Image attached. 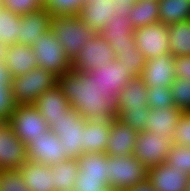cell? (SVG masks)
<instances>
[{
    "label": "cell",
    "mask_w": 190,
    "mask_h": 191,
    "mask_svg": "<svg viewBox=\"0 0 190 191\" xmlns=\"http://www.w3.org/2000/svg\"><path fill=\"white\" fill-rule=\"evenodd\" d=\"M71 108L87 120L116 119V101H107L99 92L98 78L92 72L81 73L74 69L57 79Z\"/></svg>",
    "instance_id": "1"
},
{
    "label": "cell",
    "mask_w": 190,
    "mask_h": 191,
    "mask_svg": "<svg viewBox=\"0 0 190 191\" xmlns=\"http://www.w3.org/2000/svg\"><path fill=\"white\" fill-rule=\"evenodd\" d=\"M50 31L72 62L83 45L96 34L78 15L52 16Z\"/></svg>",
    "instance_id": "2"
},
{
    "label": "cell",
    "mask_w": 190,
    "mask_h": 191,
    "mask_svg": "<svg viewBox=\"0 0 190 191\" xmlns=\"http://www.w3.org/2000/svg\"><path fill=\"white\" fill-rule=\"evenodd\" d=\"M107 156L106 180L113 191H125L147 179L148 168L134 155Z\"/></svg>",
    "instance_id": "3"
},
{
    "label": "cell",
    "mask_w": 190,
    "mask_h": 191,
    "mask_svg": "<svg viewBox=\"0 0 190 191\" xmlns=\"http://www.w3.org/2000/svg\"><path fill=\"white\" fill-rule=\"evenodd\" d=\"M87 119L70 108L66 114L49 124V129L63 142L62 152L68 159H77L83 154V129Z\"/></svg>",
    "instance_id": "4"
},
{
    "label": "cell",
    "mask_w": 190,
    "mask_h": 191,
    "mask_svg": "<svg viewBox=\"0 0 190 191\" xmlns=\"http://www.w3.org/2000/svg\"><path fill=\"white\" fill-rule=\"evenodd\" d=\"M57 77L41 67H36L29 72L12 77L10 83L12 96L16 104H33L45 91L57 85Z\"/></svg>",
    "instance_id": "5"
},
{
    "label": "cell",
    "mask_w": 190,
    "mask_h": 191,
    "mask_svg": "<svg viewBox=\"0 0 190 191\" xmlns=\"http://www.w3.org/2000/svg\"><path fill=\"white\" fill-rule=\"evenodd\" d=\"M32 49L38 67L51 72L57 78L72 69V62L51 31L40 34L37 42L32 45Z\"/></svg>",
    "instance_id": "6"
},
{
    "label": "cell",
    "mask_w": 190,
    "mask_h": 191,
    "mask_svg": "<svg viewBox=\"0 0 190 191\" xmlns=\"http://www.w3.org/2000/svg\"><path fill=\"white\" fill-rule=\"evenodd\" d=\"M7 123L25 145L49 129L45 118L33 104H16Z\"/></svg>",
    "instance_id": "7"
},
{
    "label": "cell",
    "mask_w": 190,
    "mask_h": 191,
    "mask_svg": "<svg viewBox=\"0 0 190 191\" xmlns=\"http://www.w3.org/2000/svg\"><path fill=\"white\" fill-rule=\"evenodd\" d=\"M172 145V137L160 136L157 132L141 131L138 133L133 155L150 169L166 163Z\"/></svg>",
    "instance_id": "8"
},
{
    "label": "cell",
    "mask_w": 190,
    "mask_h": 191,
    "mask_svg": "<svg viewBox=\"0 0 190 191\" xmlns=\"http://www.w3.org/2000/svg\"><path fill=\"white\" fill-rule=\"evenodd\" d=\"M129 12L120 11L110 17V22L101 31V37L110 43L117 57L121 53H133L137 48L133 37L135 28L128 20Z\"/></svg>",
    "instance_id": "9"
},
{
    "label": "cell",
    "mask_w": 190,
    "mask_h": 191,
    "mask_svg": "<svg viewBox=\"0 0 190 191\" xmlns=\"http://www.w3.org/2000/svg\"><path fill=\"white\" fill-rule=\"evenodd\" d=\"M115 59L116 56L110 43L105 41L100 34H95L91 40L85 42L83 49L72 61V69L81 73L92 72Z\"/></svg>",
    "instance_id": "10"
},
{
    "label": "cell",
    "mask_w": 190,
    "mask_h": 191,
    "mask_svg": "<svg viewBox=\"0 0 190 191\" xmlns=\"http://www.w3.org/2000/svg\"><path fill=\"white\" fill-rule=\"evenodd\" d=\"M133 37L137 49L146 60L170 54L169 32L167 25L162 22L135 29Z\"/></svg>",
    "instance_id": "11"
},
{
    "label": "cell",
    "mask_w": 190,
    "mask_h": 191,
    "mask_svg": "<svg viewBox=\"0 0 190 191\" xmlns=\"http://www.w3.org/2000/svg\"><path fill=\"white\" fill-rule=\"evenodd\" d=\"M92 73L98 78L99 92L107 101H116L120 92L134 78L118 59L112 60Z\"/></svg>",
    "instance_id": "12"
},
{
    "label": "cell",
    "mask_w": 190,
    "mask_h": 191,
    "mask_svg": "<svg viewBox=\"0 0 190 191\" xmlns=\"http://www.w3.org/2000/svg\"><path fill=\"white\" fill-rule=\"evenodd\" d=\"M63 146L59 137L48 129L46 132H42V136L31 139L26 145L27 161L53 165L67 160L68 158L62 152Z\"/></svg>",
    "instance_id": "13"
},
{
    "label": "cell",
    "mask_w": 190,
    "mask_h": 191,
    "mask_svg": "<svg viewBox=\"0 0 190 191\" xmlns=\"http://www.w3.org/2000/svg\"><path fill=\"white\" fill-rule=\"evenodd\" d=\"M26 161V145L7 122H0V170H18Z\"/></svg>",
    "instance_id": "14"
},
{
    "label": "cell",
    "mask_w": 190,
    "mask_h": 191,
    "mask_svg": "<svg viewBox=\"0 0 190 191\" xmlns=\"http://www.w3.org/2000/svg\"><path fill=\"white\" fill-rule=\"evenodd\" d=\"M141 78L147 87H170L172 82L176 80L174 57L164 54L146 60Z\"/></svg>",
    "instance_id": "15"
},
{
    "label": "cell",
    "mask_w": 190,
    "mask_h": 191,
    "mask_svg": "<svg viewBox=\"0 0 190 191\" xmlns=\"http://www.w3.org/2000/svg\"><path fill=\"white\" fill-rule=\"evenodd\" d=\"M116 13H119L118 6L112 0H86L78 16L93 32L100 34Z\"/></svg>",
    "instance_id": "16"
},
{
    "label": "cell",
    "mask_w": 190,
    "mask_h": 191,
    "mask_svg": "<svg viewBox=\"0 0 190 191\" xmlns=\"http://www.w3.org/2000/svg\"><path fill=\"white\" fill-rule=\"evenodd\" d=\"M52 15L45 7L28 14L21 15L20 31L17 44L32 46L40 34L50 31Z\"/></svg>",
    "instance_id": "17"
},
{
    "label": "cell",
    "mask_w": 190,
    "mask_h": 191,
    "mask_svg": "<svg viewBox=\"0 0 190 191\" xmlns=\"http://www.w3.org/2000/svg\"><path fill=\"white\" fill-rule=\"evenodd\" d=\"M138 132L117 118L111 120L105 153L111 156L133 155Z\"/></svg>",
    "instance_id": "18"
},
{
    "label": "cell",
    "mask_w": 190,
    "mask_h": 191,
    "mask_svg": "<svg viewBox=\"0 0 190 191\" xmlns=\"http://www.w3.org/2000/svg\"><path fill=\"white\" fill-rule=\"evenodd\" d=\"M188 178L189 176L167 163L148 169L147 176L156 191H185Z\"/></svg>",
    "instance_id": "19"
},
{
    "label": "cell",
    "mask_w": 190,
    "mask_h": 191,
    "mask_svg": "<svg viewBox=\"0 0 190 191\" xmlns=\"http://www.w3.org/2000/svg\"><path fill=\"white\" fill-rule=\"evenodd\" d=\"M33 105L40 111L48 125L60 119L71 108L58 84L38 96Z\"/></svg>",
    "instance_id": "20"
},
{
    "label": "cell",
    "mask_w": 190,
    "mask_h": 191,
    "mask_svg": "<svg viewBox=\"0 0 190 191\" xmlns=\"http://www.w3.org/2000/svg\"><path fill=\"white\" fill-rule=\"evenodd\" d=\"M182 113L176 106L163 109L150 108L145 123V131L157 132L160 136L173 138Z\"/></svg>",
    "instance_id": "21"
},
{
    "label": "cell",
    "mask_w": 190,
    "mask_h": 191,
    "mask_svg": "<svg viewBox=\"0 0 190 191\" xmlns=\"http://www.w3.org/2000/svg\"><path fill=\"white\" fill-rule=\"evenodd\" d=\"M111 120H87L83 129V154L105 153Z\"/></svg>",
    "instance_id": "22"
},
{
    "label": "cell",
    "mask_w": 190,
    "mask_h": 191,
    "mask_svg": "<svg viewBox=\"0 0 190 191\" xmlns=\"http://www.w3.org/2000/svg\"><path fill=\"white\" fill-rule=\"evenodd\" d=\"M19 171L28 191H56L50 165L26 161Z\"/></svg>",
    "instance_id": "23"
},
{
    "label": "cell",
    "mask_w": 190,
    "mask_h": 191,
    "mask_svg": "<svg viewBox=\"0 0 190 191\" xmlns=\"http://www.w3.org/2000/svg\"><path fill=\"white\" fill-rule=\"evenodd\" d=\"M7 71L12 77L25 74L38 67L32 46L13 44L5 58Z\"/></svg>",
    "instance_id": "24"
},
{
    "label": "cell",
    "mask_w": 190,
    "mask_h": 191,
    "mask_svg": "<svg viewBox=\"0 0 190 191\" xmlns=\"http://www.w3.org/2000/svg\"><path fill=\"white\" fill-rule=\"evenodd\" d=\"M148 87L141 77H134L120 92L116 99L119 113L122 109H139L148 107Z\"/></svg>",
    "instance_id": "25"
},
{
    "label": "cell",
    "mask_w": 190,
    "mask_h": 191,
    "mask_svg": "<svg viewBox=\"0 0 190 191\" xmlns=\"http://www.w3.org/2000/svg\"><path fill=\"white\" fill-rule=\"evenodd\" d=\"M128 20L135 29L160 22L158 2L137 0L128 10Z\"/></svg>",
    "instance_id": "26"
},
{
    "label": "cell",
    "mask_w": 190,
    "mask_h": 191,
    "mask_svg": "<svg viewBox=\"0 0 190 191\" xmlns=\"http://www.w3.org/2000/svg\"><path fill=\"white\" fill-rule=\"evenodd\" d=\"M77 159H67L50 165L56 191H71L78 173Z\"/></svg>",
    "instance_id": "27"
},
{
    "label": "cell",
    "mask_w": 190,
    "mask_h": 191,
    "mask_svg": "<svg viewBox=\"0 0 190 191\" xmlns=\"http://www.w3.org/2000/svg\"><path fill=\"white\" fill-rule=\"evenodd\" d=\"M170 55H190V20L167 25Z\"/></svg>",
    "instance_id": "28"
},
{
    "label": "cell",
    "mask_w": 190,
    "mask_h": 191,
    "mask_svg": "<svg viewBox=\"0 0 190 191\" xmlns=\"http://www.w3.org/2000/svg\"><path fill=\"white\" fill-rule=\"evenodd\" d=\"M160 22L165 25L190 20V0H160Z\"/></svg>",
    "instance_id": "29"
},
{
    "label": "cell",
    "mask_w": 190,
    "mask_h": 191,
    "mask_svg": "<svg viewBox=\"0 0 190 191\" xmlns=\"http://www.w3.org/2000/svg\"><path fill=\"white\" fill-rule=\"evenodd\" d=\"M78 172L84 177L106 178L108 174L106 153H84L77 158Z\"/></svg>",
    "instance_id": "30"
},
{
    "label": "cell",
    "mask_w": 190,
    "mask_h": 191,
    "mask_svg": "<svg viewBox=\"0 0 190 191\" xmlns=\"http://www.w3.org/2000/svg\"><path fill=\"white\" fill-rule=\"evenodd\" d=\"M21 15L2 8L0 11V42L9 46L17 44Z\"/></svg>",
    "instance_id": "31"
},
{
    "label": "cell",
    "mask_w": 190,
    "mask_h": 191,
    "mask_svg": "<svg viewBox=\"0 0 190 191\" xmlns=\"http://www.w3.org/2000/svg\"><path fill=\"white\" fill-rule=\"evenodd\" d=\"M86 0H47L45 8L52 16L79 15Z\"/></svg>",
    "instance_id": "32"
},
{
    "label": "cell",
    "mask_w": 190,
    "mask_h": 191,
    "mask_svg": "<svg viewBox=\"0 0 190 191\" xmlns=\"http://www.w3.org/2000/svg\"><path fill=\"white\" fill-rule=\"evenodd\" d=\"M149 111V107L122 109L118 113L117 119L139 133L141 131H145V123L147 122L146 119Z\"/></svg>",
    "instance_id": "33"
},
{
    "label": "cell",
    "mask_w": 190,
    "mask_h": 191,
    "mask_svg": "<svg viewBox=\"0 0 190 191\" xmlns=\"http://www.w3.org/2000/svg\"><path fill=\"white\" fill-rule=\"evenodd\" d=\"M166 163L190 176V147L172 145Z\"/></svg>",
    "instance_id": "34"
},
{
    "label": "cell",
    "mask_w": 190,
    "mask_h": 191,
    "mask_svg": "<svg viewBox=\"0 0 190 191\" xmlns=\"http://www.w3.org/2000/svg\"><path fill=\"white\" fill-rule=\"evenodd\" d=\"M170 88L175 106L182 112H190V81L176 79Z\"/></svg>",
    "instance_id": "35"
},
{
    "label": "cell",
    "mask_w": 190,
    "mask_h": 191,
    "mask_svg": "<svg viewBox=\"0 0 190 191\" xmlns=\"http://www.w3.org/2000/svg\"><path fill=\"white\" fill-rule=\"evenodd\" d=\"M133 77H141L146 65L145 56L136 48L133 53H121L116 57Z\"/></svg>",
    "instance_id": "36"
},
{
    "label": "cell",
    "mask_w": 190,
    "mask_h": 191,
    "mask_svg": "<svg viewBox=\"0 0 190 191\" xmlns=\"http://www.w3.org/2000/svg\"><path fill=\"white\" fill-rule=\"evenodd\" d=\"M148 107L163 109L165 107L175 106L172 97L171 88L166 87H148Z\"/></svg>",
    "instance_id": "37"
},
{
    "label": "cell",
    "mask_w": 190,
    "mask_h": 191,
    "mask_svg": "<svg viewBox=\"0 0 190 191\" xmlns=\"http://www.w3.org/2000/svg\"><path fill=\"white\" fill-rule=\"evenodd\" d=\"M0 191H28L19 169L0 170Z\"/></svg>",
    "instance_id": "38"
},
{
    "label": "cell",
    "mask_w": 190,
    "mask_h": 191,
    "mask_svg": "<svg viewBox=\"0 0 190 191\" xmlns=\"http://www.w3.org/2000/svg\"><path fill=\"white\" fill-rule=\"evenodd\" d=\"M2 7L14 14L24 15L45 6L42 0H1Z\"/></svg>",
    "instance_id": "39"
},
{
    "label": "cell",
    "mask_w": 190,
    "mask_h": 191,
    "mask_svg": "<svg viewBox=\"0 0 190 191\" xmlns=\"http://www.w3.org/2000/svg\"><path fill=\"white\" fill-rule=\"evenodd\" d=\"M74 191H113L106 178L84 177L79 172L75 180Z\"/></svg>",
    "instance_id": "40"
},
{
    "label": "cell",
    "mask_w": 190,
    "mask_h": 191,
    "mask_svg": "<svg viewBox=\"0 0 190 191\" xmlns=\"http://www.w3.org/2000/svg\"><path fill=\"white\" fill-rule=\"evenodd\" d=\"M173 144L190 147V112H183L178 120Z\"/></svg>",
    "instance_id": "41"
},
{
    "label": "cell",
    "mask_w": 190,
    "mask_h": 191,
    "mask_svg": "<svg viewBox=\"0 0 190 191\" xmlns=\"http://www.w3.org/2000/svg\"><path fill=\"white\" fill-rule=\"evenodd\" d=\"M15 106L10 85L7 88H0V122H7L10 119Z\"/></svg>",
    "instance_id": "42"
},
{
    "label": "cell",
    "mask_w": 190,
    "mask_h": 191,
    "mask_svg": "<svg viewBox=\"0 0 190 191\" xmlns=\"http://www.w3.org/2000/svg\"><path fill=\"white\" fill-rule=\"evenodd\" d=\"M174 68L176 72V79L190 81V55L175 56Z\"/></svg>",
    "instance_id": "43"
},
{
    "label": "cell",
    "mask_w": 190,
    "mask_h": 191,
    "mask_svg": "<svg viewBox=\"0 0 190 191\" xmlns=\"http://www.w3.org/2000/svg\"><path fill=\"white\" fill-rule=\"evenodd\" d=\"M12 81L11 74L7 71L5 63H0V88H7Z\"/></svg>",
    "instance_id": "44"
},
{
    "label": "cell",
    "mask_w": 190,
    "mask_h": 191,
    "mask_svg": "<svg viewBox=\"0 0 190 191\" xmlns=\"http://www.w3.org/2000/svg\"><path fill=\"white\" fill-rule=\"evenodd\" d=\"M125 191H156L153 188V185L149 182L148 179L140 181L138 184L133 185L131 188H128Z\"/></svg>",
    "instance_id": "45"
},
{
    "label": "cell",
    "mask_w": 190,
    "mask_h": 191,
    "mask_svg": "<svg viewBox=\"0 0 190 191\" xmlns=\"http://www.w3.org/2000/svg\"><path fill=\"white\" fill-rule=\"evenodd\" d=\"M112 1H114L117 4L119 12L128 11L132 6V4L136 2V0H112Z\"/></svg>",
    "instance_id": "46"
},
{
    "label": "cell",
    "mask_w": 190,
    "mask_h": 191,
    "mask_svg": "<svg viewBox=\"0 0 190 191\" xmlns=\"http://www.w3.org/2000/svg\"><path fill=\"white\" fill-rule=\"evenodd\" d=\"M9 45L0 42V63H5L6 55L8 54Z\"/></svg>",
    "instance_id": "47"
},
{
    "label": "cell",
    "mask_w": 190,
    "mask_h": 191,
    "mask_svg": "<svg viewBox=\"0 0 190 191\" xmlns=\"http://www.w3.org/2000/svg\"><path fill=\"white\" fill-rule=\"evenodd\" d=\"M185 191H190V176L188 178V183H187Z\"/></svg>",
    "instance_id": "48"
},
{
    "label": "cell",
    "mask_w": 190,
    "mask_h": 191,
    "mask_svg": "<svg viewBox=\"0 0 190 191\" xmlns=\"http://www.w3.org/2000/svg\"><path fill=\"white\" fill-rule=\"evenodd\" d=\"M141 1H156V2H159L160 0H141Z\"/></svg>",
    "instance_id": "49"
},
{
    "label": "cell",
    "mask_w": 190,
    "mask_h": 191,
    "mask_svg": "<svg viewBox=\"0 0 190 191\" xmlns=\"http://www.w3.org/2000/svg\"><path fill=\"white\" fill-rule=\"evenodd\" d=\"M3 7H2V3H1V0H0V11H1V9H2Z\"/></svg>",
    "instance_id": "50"
}]
</instances>
